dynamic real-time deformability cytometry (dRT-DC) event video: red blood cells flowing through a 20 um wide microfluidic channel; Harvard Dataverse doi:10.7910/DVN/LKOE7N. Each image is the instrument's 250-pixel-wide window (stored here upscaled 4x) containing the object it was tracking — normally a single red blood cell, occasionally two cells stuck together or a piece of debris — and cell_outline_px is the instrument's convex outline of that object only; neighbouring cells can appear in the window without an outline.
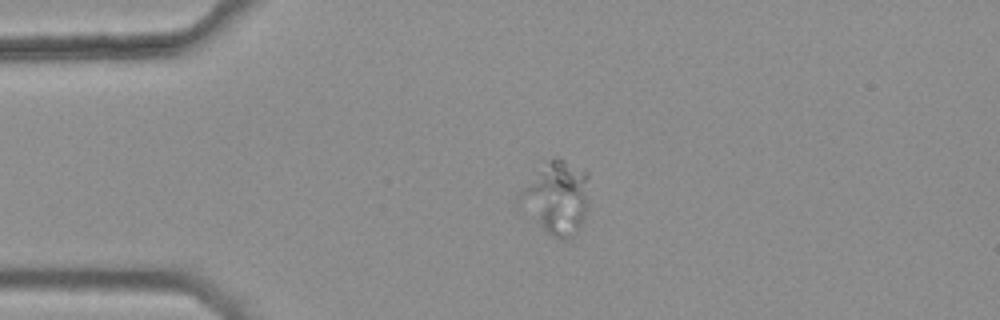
{"species": "common noctule bat (a hibernating species)", "species_latin": "Nyctalus noctula", "temperature_condition": "warm", "stored_images_in_passage": 36, "segment_of_instrument_passage": [1, 2], "camera_frame_rate_fps": 3000, "um_per_image_px": 0.085, "animal": {"sex": "female", "body_mass_g": 25.1}, "frame": {"image": 1, "passage_image": 1, "time_ms": 0.0, "image_size_px": [1000, 320], "cell_outline_px": [[588, 208], [584, 220], [580, 228], [572, 236], [564, 240], [552, 236], [516, 200], [520, 192], [556, 156], [588, 172]], "centroid_in_image_um": [47.41, 16.84], "position_along_channel_um": 37.6, "area_um2": 28.32}}